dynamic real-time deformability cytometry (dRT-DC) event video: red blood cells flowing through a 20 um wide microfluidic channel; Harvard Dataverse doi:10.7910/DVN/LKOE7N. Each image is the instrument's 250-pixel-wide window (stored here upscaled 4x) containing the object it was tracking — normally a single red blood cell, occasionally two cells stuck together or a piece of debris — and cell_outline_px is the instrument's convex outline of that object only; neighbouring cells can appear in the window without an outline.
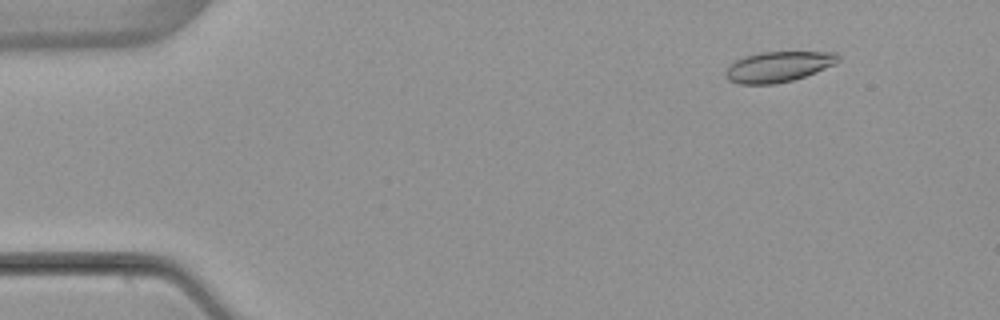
{"species": "common noctule bat (a hibernating species)", "species_latin": "Nyctalus noctula", "temperature_condition": "warm", "stored_images_in_passage": 6, "camera_frame_rate_fps": 3000, "um_per_image_px": 0.085, "animal": {"sex": "female", "body_mass_g": 22.7, "forearm_length_mm": 54.2}, "frame": {"image": 1, "passage_image": 2, "time_ms": 1.333, "image_size_px": [1000, 320], "cell_outline_px": [[840, 60], [836, 64], [816, 72], [792, 80], [776, 84], [740, 84], [728, 80], [724, 76], [724, 72], [736, 60], [744, 56], [760, 52], [836, 52], [840, 56]], "centroid_in_image_um": [66.16, 5.67], "position_along_channel_um": 18.8, "area_um2": 20.06}}
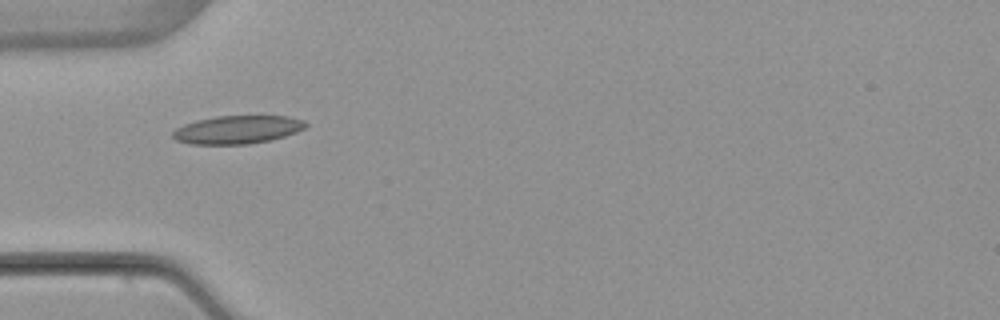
{"frame": {"image": 2, "passage_image": 5, "time_ms": 5.0, "image_size_px": [1000, 320], "cell_outline_px": [[308, 124], [304, 128], [296, 132], [272, 140], [248, 144], [188, 144], [176, 140], [172, 136], [172, 132], [176, 128], [184, 124], [196, 120], [216, 116], [288, 116], [304, 120]], "centroid_in_image_um": [20.17, 11.02], "position_along_channel_um": 64.8, "area_um2": 21.91}}
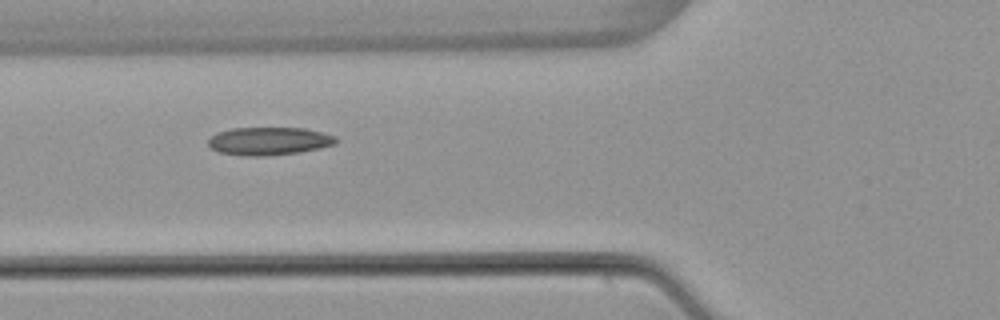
{"frame": {"image": 3, "passage_image": 6, "time_ms": 6.0, "image_size_px": [1000, 320], "cell_outline_px": [[340, 140], [336, 144], [320, 148], [300, 152], [264, 156], [248, 156], [216, 152], [208, 144], [208, 140], [216, 132], [232, 128], [304, 128], [336, 136]], "centroid_in_image_um": [22.87, 11.99], "position_along_channel_um": 102.9, "area_um2": 20.92}}